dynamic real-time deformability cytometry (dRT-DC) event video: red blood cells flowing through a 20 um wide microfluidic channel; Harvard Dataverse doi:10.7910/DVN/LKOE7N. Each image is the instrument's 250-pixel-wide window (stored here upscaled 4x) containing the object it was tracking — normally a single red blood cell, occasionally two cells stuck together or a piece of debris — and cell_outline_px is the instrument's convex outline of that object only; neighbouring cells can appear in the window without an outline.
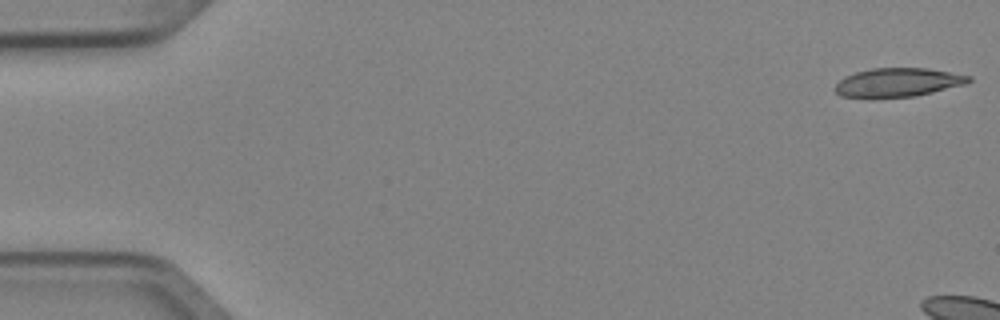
{"species": "Egyptian fruit bat (a non-hibernating species)", "species_latin": "Rousettus aegyptiacus", "temperature_condition": "cold", "stored_images_in_passage": 6, "camera_frame_rate_fps": 3000, "um_per_image_px": 0.085, "animal": {"sex": "female"}, "frame": {"image": 1, "passage_image": 1, "time_ms": 0.0, "image_size_px": [1000, 320], "cell_outline_px": [[972, 80], [968, 84], [916, 96], [840, 96], [836, 92], [836, 84], [844, 76], [856, 72], [872, 68], [928, 68], [972, 76]], "centroid_in_image_um": [76.41, 6.98], "position_along_channel_um": 8.6, "area_um2": 22.08}}
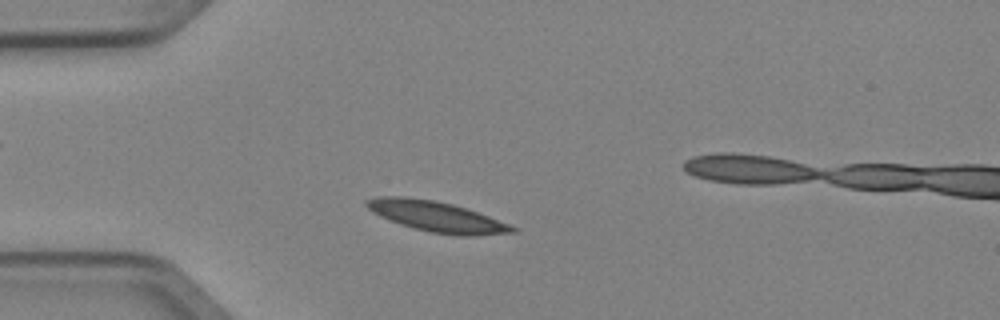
{"frame": {"image": 2, "passage_image": 5, "time_ms": 1.333, "image_size_px": [1000, 320], "cell_outline_px": [[520, 228], [516, 232], [476, 236], [460, 236], [432, 232], [400, 224], [380, 216], [372, 212], [364, 204], [364, 200], [376, 196], [404, 196], [432, 200], [452, 204], [488, 216]], "centroid_in_image_um": [37.11, 18.4], "position_along_channel_um": 47.9, "area_um2": 25.78}}